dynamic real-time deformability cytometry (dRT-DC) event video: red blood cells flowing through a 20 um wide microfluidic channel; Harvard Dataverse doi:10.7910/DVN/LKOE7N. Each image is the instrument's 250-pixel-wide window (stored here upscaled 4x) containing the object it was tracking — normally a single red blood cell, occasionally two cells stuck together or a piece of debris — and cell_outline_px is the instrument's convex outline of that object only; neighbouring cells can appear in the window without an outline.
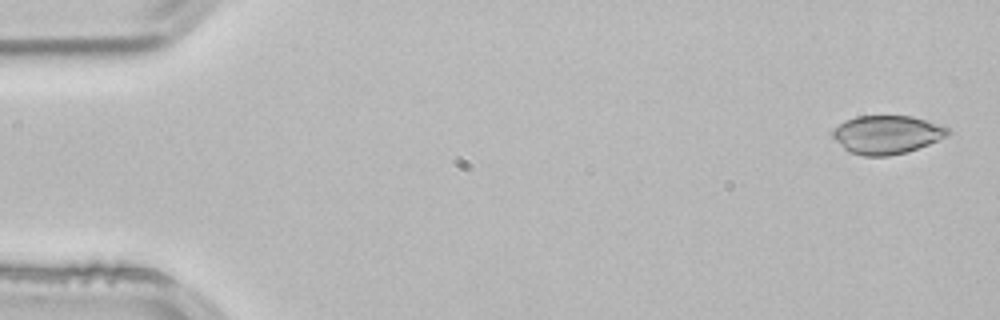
{"species": "common noctule bat (a hibernating species)", "species_latin": "Nyctalus noctula", "temperature_condition": "room temperature", "stored_images_in_passage": 3, "camera_frame_rate_fps": 3000, "um_per_image_px": 0.085, "animal": {"sex": "male", "body_mass_g": 21.5, "forearm_length_mm": 52.0}, "frame": {"image": 1, "passage_image": 1, "time_ms": 0.0, "image_size_px": [1000, 320], "cell_outline_px": [[952, 132], [928, 144], [908, 152], [888, 156], [864, 156], [848, 152], [832, 136], [832, 128], [856, 116], [912, 116], [944, 124]], "centroid_in_image_um": [75.4, 11.44], "position_along_channel_um": 9.6, "area_um2": 25.84}}
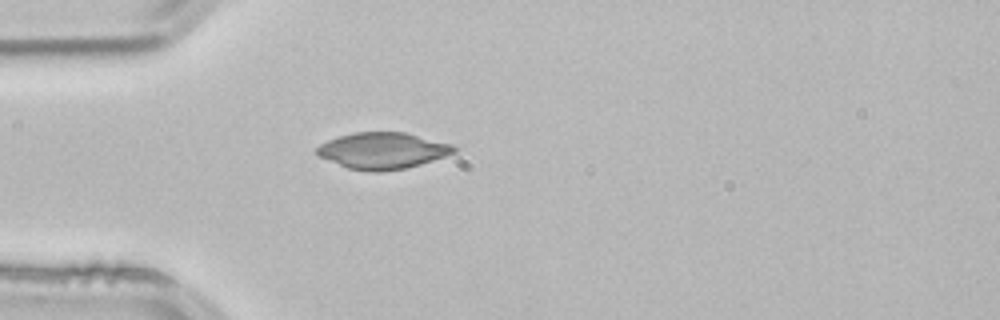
{"frame": {"image": 2, "passage_image": 3, "time_ms": 0.667, "image_size_px": [1000, 320], "cell_outline_px": [[460, 148], [456, 152], [420, 164], [404, 168], [380, 172], [372, 172], [348, 168], [316, 156], [316, 148], [320, 144], [328, 140], [340, 136], [356, 132], [404, 132], [452, 144]], "centroid_in_image_um": [32.51, 12.81], "position_along_channel_um": 52.5, "area_um2": 29.02}}